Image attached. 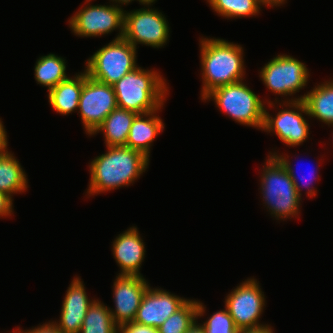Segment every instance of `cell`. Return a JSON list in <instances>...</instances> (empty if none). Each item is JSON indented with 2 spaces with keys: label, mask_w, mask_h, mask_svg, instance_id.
Returning a JSON list of instances; mask_svg holds the SVG:
<instances>
[{
  "label": "cell",
  "mask_w": 333,
  "mask_h": 333,
  "mask_svg": "<svg viewBox=\"0 0 333 333\" xmlns=\"http://www.w3.org/2000/svg\"><path fill=\"white\" fill-rule=\"evenodd\" d=\"M150 159L143 153L126 146H108L105 154L93 159L89 165V197L106 191L129 186L148 168Z\"/></svg>",
  "instance_id": "1"
},
{
  "label": "cell",
  "mask_w": 333,
  "mask_h": 333,
  "mask_svg": "<svg viewBox=\"0 0 333 333\" xmlns=\"http://www.w3.org/2000/svg\"><path fill=\"white\" fill-rule=\"evenodd\" d=\"M201 99L213 89L244 79L243 47L224 39L201 38Z\"/></svg>",
  "instance_id": "2"
},
{
  "label": "cell",
  "mask_w": 333,
  "mask_h": 333,
  "mask_svg": "<svg viewBox=\"0 0 333 333\" xmlns=\"http://www.w3.org/2000/svg\"><path fill=\"white\" fill-rule=\"evenodd\" d=\"M112 86L118 107L137 114L163 107L169 92L166 80L159 72L138 66Z\"/></svg>",
  "instance_id": "3"
},
{
  "label": "cell",
  "mask_w": 333,
  "mask_h": 333,
  "mask_svg": "<svg viewBox=\"0 0 333 333\" xmlns=\"http://www.w3.org/2000/svg\"><path fill=\"white\" fill-rule=\"evenodd\" d=\"M267 158L260 180L266 208L276 220L298 217L302 198L299 197L294 182L276 156L267 155Z\"/></svg>",
  "instance_id": "4"
},
{
  "label": "cell",
  "mask_w": 333,
  "mask_h": 333,
  "mask_svg": "<svg viewBox=\"0 0 333 333\" xmlns=\"http://www.w3.org/2000/svg\"><path fill=\"white\" fill-rule=\"evenodd\" d=\"M210 99L235 122L262 130L266 104L242 80L213 89L203 101Z\"/></svg>",
  "instance_id": "5"
},
{
  "label": "cell",
  "mask_w": 333,
  "mask_h": 333,
  "mask_svg": "<svg viewBox=\"0 0 333 333\" xmlns=\"http://www.w3.org/2000/svg\"><path fill=\"white\" fill-rule=\"evenodd\" d=\"M136 49L124 38L113 39L86 61L85 71L94 80L114 85L138 66Z\"/></svg>",
  "instance_id": "6"
},
{
  "label": "cell",
  "mask_w": 333,
  "mask_h": 333,
  "mask_svg": "<svg viewBox=\"0 0 333 333\" xmlns=\"http://www.w3.org/2000/svg\"><path fill=\"white\" fill-rule=\"evenodd\" d=\"M153 4H145L148 8H141L130 12L124 11V36L133 47L138 44L161 48L167 44L169 25L160 10L150 9Z\"/></svg>",
  "instance_id": "7"
},
{
  "label": "cell",
  "mask_w": 333,
  "mask_h": 333,
  "mask_svg": "<svg viewBox=\"0 0 333 333\" xmlns=\"http://www.w3.org/2000/svg\"><path fill=\"white\" fill-rule=\"evenodd\" d=\"M92 0H86L87 5L71 16L69 22L72 32L80 37H97L118 29L115 39L124 36V10L113 4L90 5Z\"/></svg>",
  "instance_id": "8"
},
{
  "label": "cell",
  "mask_w": 333,
  "mask_h": 333,
  "mask_svg": "<svg viewBox=\"0 0 333 333\" xmlns=\"http://www.w3.org/2000/svg\"><path fill=\"white\" fill-rule=\"evenodd\" d=\"M117 107L113 86L92 79L84 70L78 113L86 134L91 136Z\"/></svg>",
  "instance_id": "9"
},
{
  "label": "cell",
  "mask_w": 333,
  "mask_h": 333,
  "mask_svg": "<svg viewBox=\"0 0 333 333\" xmlns=\"http://www.w3.org/2000/svg\"><path fill=\"white\" fill-rule=\"evenodd\" d=\"M265 303L259 283L249 278L225 297L224 307L228 309L236 328L241 331L267 325L259 323Z\"/></svg>",
  "instance_id": "10"
},
{
  "label": "cell",
  "mask_w": 333,
  "mask_h": 333,
  "mask_svg": "<svg viewBox=\"0 0 333 333\" xmlns=\"http://www.w3.org/2000/svg\"><path fill=\"white\" fill-rule=\"evenodd\" d=\"M309 70L290 55L279 54L263 66L259 77L275 95H293L307 86Z\"/></svg>",
  "instance_id": "11"
},
{
  "label": "cell",
  "mask_w": 333,
  "mask_h": 333,
  "mask_svg": "<svg viewBox=\"0 0 333 333\" xmlns=\"http://www.w3.org/2000/svg\"><path fill=\"white\" fill-rule=\"evenodd\" d=\"M282 104L286 108H282L275 117H272L265 107L262 131L274 132L282 143L289 147L302 145L310 131L308 121L304 118L309 116L307 107L303 100L283 101Z\"/></svg>",
  "instance_id": "12"
},
{
  "label": "cell",
  "mask_w": 333,
  "mask_h": 333,
  "mask_svg": "<svg viewBox=\"0 0 333 333\" xmlns=\"http://www.w3.org/2000/svg\"><path fill=\"white\" fill-rule=\"evenodd\" d=\"M149 282L141 276L118 275L113 284L115 309L109 308L113 321L121 327L134 321Z\"/></svg>",
  "instance_id": "13"
},
{
  "label": "cell",
  "mask_w": 333,
  "mask_h": 333,
  "mask_svg": "<svg viewBox=\"0 0 333 333\" xmlns=\"http://www.w3.org/2000/svg\"><path fill=\"white\" fill-rule=\"evenodd\" d=\"M187 300L161 288L149 286L142 297L134 321L159 328Z\"/></svg>",
  "instance_id": "14"
},
{
  "label": "cell",
  "mask_w": 333,
  "mask_h": 333,
  "mask_svg": "<svg viewBox=\"0 0 333 333\" xmlns=\"http://www.w3.org/2000/svg\"><path fill=\"white\" fill-rule=\"evenodd\" d=\"M62 302L58 322H52L63 333H80L88 308L95 301L88 298L83 282L74 277Z\"/></svg>",
  "instance_id": "15"
},
{
  "label": "cell",
  "mask_w": 333,
  "mask_h": 333,
  "mask_svg": "<svg viewBox=\"0 0 333 333\" xmlns=\"http://www.w3.org/2000/svg\"><path fill=\"white\" fill-rule=\"evenodd\" d=\"M112 253L120 267L118 275L141 276L140 268L145 259V244L137 227L119 234L113 241Z\"/></svg>",
  "instance_id": "16"
},
{
  "label": "cell",
  "mask_w": 333,
  "mask_h": 333,
  "mask_svg": "<svg viewBox=\"0 0 333 333\" xmlns=\"http://www.w3.org/2000/svg\"><path fill=\"white\" fill-rule=\"evenodd\" d=\"M159 110H161V107L156 111L135 116L126 141V147L143 153L147 158L150 157L151 144L165 128L162 119L157 116Z\"/></svg>",
  "instance_id": "17"
},
{
  "label": "cell",
  "mask_w": 333,
  "mask_h": 333,
  "mask_svg": "<svg viewBox=\"0 0 333 333\" xmlns=\"http://www.w3.org/2000/svg\"><path fill=\"white\" fill-rule=\"evenodd\" d=\"M296 100L304 101L309 117L333 126V80L318 84L307 94L286 101Z\"/></svg>",
  "instance_id": "18"
},
{
  "label": "cell",
  "mask_w": 333,
  "mask_h": 333,
  "mask_svg": "<svg viewBox=\"0 0 333 333\" xmlns=\"http://www.w3.org/2000/svg\"><path fill=\"white\" fill-rule=\"evenodd\" d=\"M83 88V72L68 77L54 88L48 91V99L51 107L57 113L68 115L77 111Z\"/></svg>",
  "instance_id": "19"
},
{
  "label": "cell",
  "mask_w": 333,
  "mask_h": 333,
  "mask_svg": "<svg viewBox=\"0 0 333 333\" xmlns=\"http://www.w3.org/2000/svg\"><path fill=\"white\" fill-rule=\"evenodd\" d=\"M137 113L122 108H115L103 121V123L92 134L103 132L105 145L126 146V141L132 122Z\"/></svg>",
  "instance_id": "20"
},
{
  "label": "cell",
  "mask_w": 333,
  "mask_h": 333,
  "mask_svg": "<svg viewBox=\"0 0 333 333\" xmlns=\"http://www.w3.org/2000/svg\"><path fill=\"white\" fill-rule=\"evenodd\" d=\"M13 155L9 151L0 154V191L11 197L28 188L26 172Z\"/></svg>",
  "instance_id": "21"
},
{
  "label": "cell",
  "mask_w": 333,
  "mask_h": 333,
  "mask_svg": "<svg viewBox=\"0 0 333 333\" xmlns=\"http://www.w3.org/2000/svg\"><path fill=\"white\" fill-rule=\"evenodd\" d=\"M205 308L206 307H204L203 303L200 301L188 299L174 314L157 328L158 333H185L194 321L204 316Z\"/></svg>",
  "instance_id": "22"
},
{
  "label": "cell",
  "mask_w": 333,
  "mask_h": 333,
  "mask_svg": "<svg viewBox=\"0 0 333 333\" xmlns=\"http://www.w3.org/2000/svg\"><path fill=\"white\" fill-rule=\"evenodd\" d=\"M34 71L37 84L47 87L48 91L68 78L65 59L52 53L39 57Z\"/></svg>",
  "instance_id": "23"
},
{
  "label": "cell",
  "mask_w": 333,
  "mask_h": 333,
  "mask_svg": "<svg viewBox=\"0 0 333 333\" xmlns=\"http://www.w3.org/2000/svg\"><path fill=\"white\" fill-rule=\"evenodd\" d=\"M120 327L113 321L109 307L98 299L90 305L80 333H118Z\"/></svg>",
  "instance_id": "24"
},
{
  "label": "cell",
  "mask_w": 333,
  "mask_h": 333,
  "mask_svg": "<svg viewBox=\"0 0 333 333\" xmlns=\"http://www.w3.org/2000/svg\"><path fill=\"white\" fill-rule=\"evenodd\" d=\"M212 10L226 18L256 16L265 5L261 0H207Z\"/></svg>",
  "instance_id": "25"
},
{
  "label": "cell",
  "mask_w": 333,
  "mask_h": 333,
  "mask_svg": "<svg viewBox=\"0 0 333 333\" xmlns=\"http://www.w3.org/2000/svg\"><path fill=\"white\" fill-rule=\"evenodd\" d=\"M201 325L205 333H239L226 307L212 314Z\"/></svg>",
  "instance_id": "26"
},
{
  "label": "cell",
  "mask_w": 333,
  "mask_h": 333,
  "mask_svg": "<svg viewBox=\"0 0 333 333\" xmlns=\"http://www.w3.org/2000/svg\"><path fill=\"white\" fill-rule=\"evenodd\" d=\"M269 155H272V156H276L279 160H280V162L284 165V167L286 168V170L288 171V174H289V176L291 177V179H292V181L294 182V186H295V188H296V190H297V193H298V195H299V197L301 198V196H302V193H301V187L304 185V187H306L308 190L306 191L307 193H306V195L308 196V197H315L316 196V194H317V190L314 188V187H309L310 186V184L313 182V181H311L312 179H313V177H315V175L313 174V173H315V170H311V172H312V174L313 175H311V176H313V177H311V176H309V178L310 179H308V178H306V176L305 175H303L302 177H300V179H297V176H296V172H294L295 170H294V168L291 166V162H290V160L288 159L289 158V156L288 155H278L277 154V152H270V154ZM287 156V157H286ZM310 175V174H309ZM308 179V180H307ZM298 180H300V181H305V182H307L308 181V183H305V184H303V185H300V183H298V182H300V181H298Z\"/></svg>",
  "instance_id": "27"
},
{
  "label": "cell",
  "mask_w": 333,
  "mask_h": 333,
  "mask_svg": "<svg viewBox=\"0 0 333 333\" xmlns=\"http://www.w3.org/2000/svg\"><path fill=\"white\" fill-rule=\"evenodd\" d=\"M122 333H158V329L135 321L124 323L120 327Z\"/></svg>",
  "instance_id": "28"
},
{
  "label": "cell",
  "mask_w": 333,
  "mask_h": 333,
  "mask_svg": "<svg viewBox=\"0 0 333 333\" xmlns=\"http://www.w3.org/2000/svg\"><path fill=\"white\" fill-rule=\"evenodd\" d=\"M17 330L15 329L13 333H63L52 323V321H49L48 323L45 322V324L34 327L30 330H21L20 327H18Z\"/></svg>",
  "instance_id": "29"
},
{
  "label": "cell",
  "mask_w": 333,
  "mask_h": 333,
  "mask_svg": "<svg viewBox=\"0 0 333 333\" xmlns=\"http://www.w3.org/2000/svg\"><path fill=\"white\" fill-rule=\"evenodd\" d=\"M13 214V198L0 191V217L11 216Z\"/></svg>",
  "instance_id": "30"
},
{
  "label": "cell",
  "mask_w": 333,
  "mask_h": 333,
  "mask_svg": "<svg viewBox=\"0 0 333 333\" xmlns=\"http://www.w3.org/2000/svg\"><path fill=\"white\" fill-rule=\"evenodd\" d=\"M6 133L7 132H6L3 122L1 121V118H0V154L8 151V149H7L8 140H7Z\"/></svg>",
  "instance_id": "31"
},
{
  "label": "cell",
  "mask_w": 333,
  "mask_h": 333,
  "mask_svg": "<svg viewBox=\"0 0 333 333\" xmlns=\"http://www.w3.org/2000/svg\"><path fill=\"white\" fill-rule=\"evenodd\" d=\"M239 333H274L273 329L270 325H265L258 328L241 330Z\"/></svg>",
  "instance_id": "32"
},
{
  "label": "cell",
  "mask_w": 333,
  "mask_h": 333,
  "mask_svg": "<svg viewBox=\"0 0 333 333\" xmlns=\"http://www.w3.org/2000/svg\"><path fill=\"white\" fill-rule=\"evenodd\" d=\"M198 321H194V323L189 327V329L185 333H205L204 328Z\"/></svg>",
  "instance_id": "33"
},
{
  "label": "cell",
  "mask_w": 333,
  "mask_h": 333,
  "mask_svg": "<svg viewBox=\"0 0 333 333\" xmlns=\"http://www.w3.org/2000/svg\"><path fill=\"white\" fill-rule=\"evenodd\" d=\"M265 6L273 7V6H280L285 4L286 0H261Z\"/></svg>",
  "instance_id": "34"
},
{
  "label": "cell",
  "mask_w": 333,
  "mask_h": 333,
  "mask_svg": "<svg viewBox=\"0 0 333 333\" xmlns=\"http://www.w3.org/2000/svg\"><path fill=\"white\" fill-rule=\"evenodd\" d=\"M112 2H114V3H117V4H114L115 6H117V7H120V8H122V6L121 5H128L129 3H131L132 1H134V0H111ZM137 1H139V3H140V5L142 4V5H145V3L142 1V0H137ZM119 4V5H118ZM121 4V5H120Z\"/></svg>",
  "instance_id": "35"
},
{
  "label": "cell",
  "mask_w": 333,
  "mask_h": 333,
  "mask_svg": "<svg viewBox=\"0 0 333 333\" xmlns=\"http://www.w3.org/2000/svg\"><path fill=\"white\" fill-rule=\"evenodd\" d=\"M145 4H152L154 3L156 0H142Z\"/></svg>",
  "instance_id": "36"
}]
</instances>
